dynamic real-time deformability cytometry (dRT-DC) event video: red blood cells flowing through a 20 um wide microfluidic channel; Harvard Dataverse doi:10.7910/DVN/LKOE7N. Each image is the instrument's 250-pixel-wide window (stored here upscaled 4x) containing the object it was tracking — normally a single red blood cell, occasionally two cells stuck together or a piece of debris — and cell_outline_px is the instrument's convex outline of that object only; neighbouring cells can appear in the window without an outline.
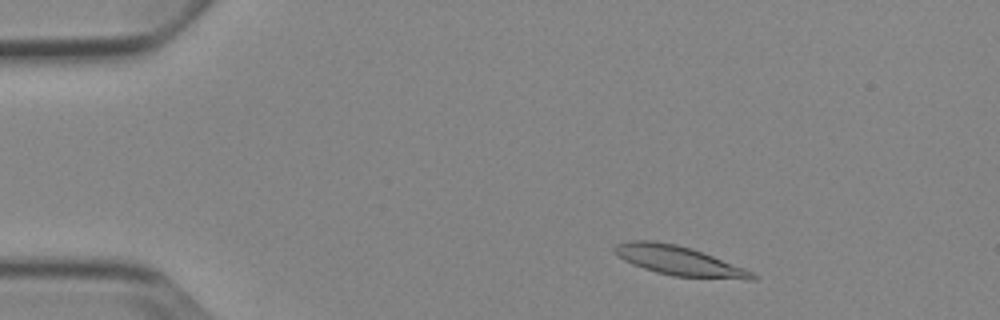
{"species": "Egyptian fruit bat (a non-hibernating species)", "species_latin": "Rousettus aegyptiacus", "temperature_condition": "cold", "stored_images_in_passage": 3, "camera_frame_rate_fps": 3000, "um_per_image_px": 0.085, "animal": {"sex": "female"}, "frame": {"image": 1, "passage_image": 1, "time_ms": 0.0, "image_size_px": [1000, 320], "cell_outline_px": [[756, 280], [748, 280], [672, 276], [656, 272], [632, 264], [616, 256], [612, 248], [616, 244], [628, 240], [652, 240], [676, 244], [692, 248], [744, 268], [752, 272], [756, 276]], "centroid_in_image_um": [57.67, 22.16], "position_along_channel_um": 27.3, "area_um2": 23.76}}